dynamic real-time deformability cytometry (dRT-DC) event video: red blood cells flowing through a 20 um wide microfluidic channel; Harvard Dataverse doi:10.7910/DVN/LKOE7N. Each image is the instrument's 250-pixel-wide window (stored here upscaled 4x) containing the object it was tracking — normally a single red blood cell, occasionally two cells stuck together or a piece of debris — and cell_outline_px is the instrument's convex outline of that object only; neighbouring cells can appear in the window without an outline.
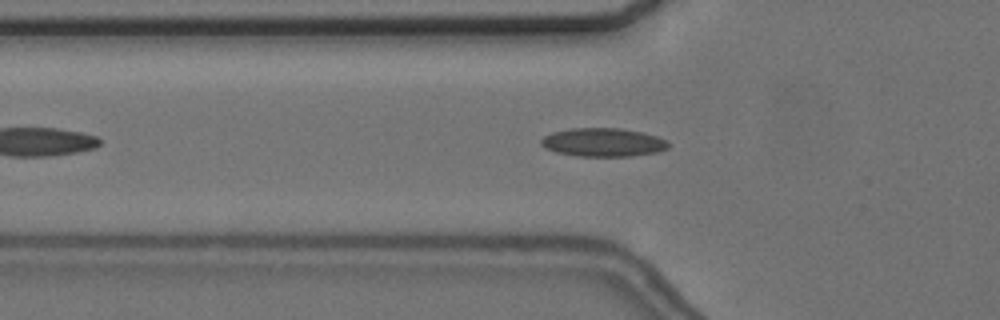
{"species": "common noctule bat (a hibernating species)", "species_latin": "Nyctalus noctula", "temperature_condition": "cold", "stored_images_in_passage": 47, "camera_frame_rate_fps": 3000, "um_per_image_px": 0.085, "animal": {"sex": "female", "body_mass_g": 24.6, "forearm_length_mm": 56.2}, "frame": {"image": 1, "passage_image": 10, "time_ms": 3.0, "image_size_px": [1000, 320], "cell_outline_px": [[672, 144], [668, 148], [656, 152], [632, 156], [576, 156], [556, 152], [544, 148], [540, 144], [540, 140], [544, 136], [552, 132], [568, 128], [620, 128], [640, 132], [656, 136], [668, 140]], "centroid_in_image_um": [51.25, 12.1], "position_along_channel_um": 74.5, "area_um2": 21.33}}
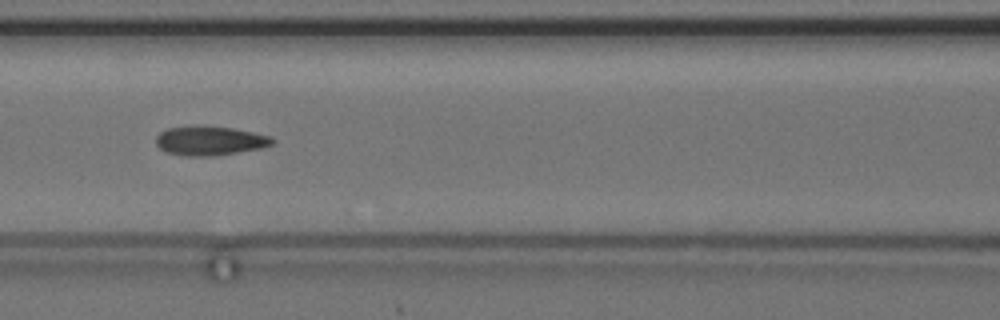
{"frame": {"image": 2, "passage_image": 16, "time_ms": 5.0, "image_size_px": [1000, 320], "cell_outline_px": [[276, 140], [272, 144], [260, 148], [212, 156], [184, 156], [168, 152], [160, 148], [156, 144], [156, 136], [160, 132], [168, 128], [232, 128], [272, 136]], "centroid_in_image_um": [17.86, 12.0], "position_along_channel_um": 148.7, "area_um2": 19.02}}
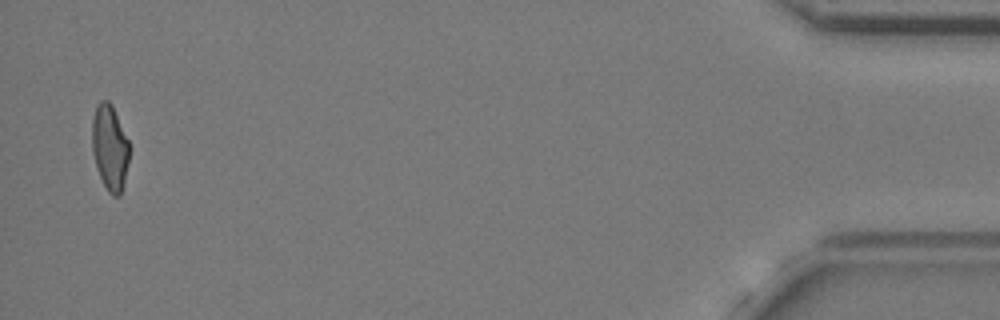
{"frame": {"image": 3, "passage_image": 46, "time_ms": 15.0, "image_size_px": [1000, 320], "cell_outline_px": [[128, 160], [124, 180], [120, 196], [112, 196], [108, 192], [96, 168], [92, 152], [92, 120], [96, 104], [100, 100], [108, 100], [112, 104], [128, 140]], "centroid_in_image_um": [9.31, 12.51], "position_along_channel_um": 425.9, "area_um2": 18.5}, "authors_computed_cell_mechanics": {"area_um2": 19.5942, "velocity_mm_per_s": 3.6492, "shape_relaxation_time_tau1_ms": 11.1464, "shape_relaxation_time_tau2_ms": 3.1366, "deformation_change_tau1": 0.2063, "deformation_change_tau2": 0.1101}}